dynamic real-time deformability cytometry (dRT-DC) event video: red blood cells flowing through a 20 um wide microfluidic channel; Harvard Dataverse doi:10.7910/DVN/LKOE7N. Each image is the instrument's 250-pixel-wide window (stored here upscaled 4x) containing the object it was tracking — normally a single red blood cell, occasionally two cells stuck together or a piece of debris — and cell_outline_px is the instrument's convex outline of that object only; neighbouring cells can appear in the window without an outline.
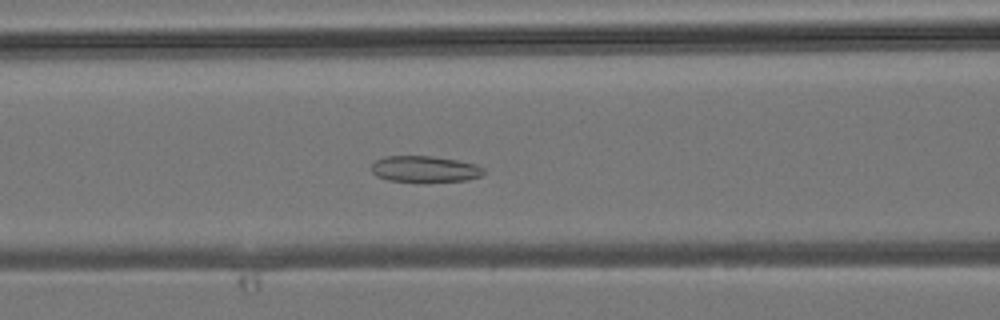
{"species": "common noctule bat (a hibernating species)", "species_latin": "Nyctalus noctula", "temperature_condition": "room temperature", "stored_images_in_passage": 42, "camera_frame_rate_fps": 3000, "um_per_image_px": 0.085, "animal": {"sex": "male", "body_mass_g": 19.2, "forearm_length_mm": 51.8}, "frame": {"image": 1, "passage_image": 17, "time_ms": 5.333, "image_size_px": [1000, 320], "cell_outline_px": [[484, 172], [480, 176], [468, 180], [428, 184], [424, 184], [388, 180], [376, 176], [372, 172], [372, 164], [376, 160], [384, 156], [432, 156], [456, 160], [476, 164], [484, 168]], "centroid_in_image_um": [36.11, 14.41], "position_along_channel_um": 130.5, "area_um2": 17.86}}
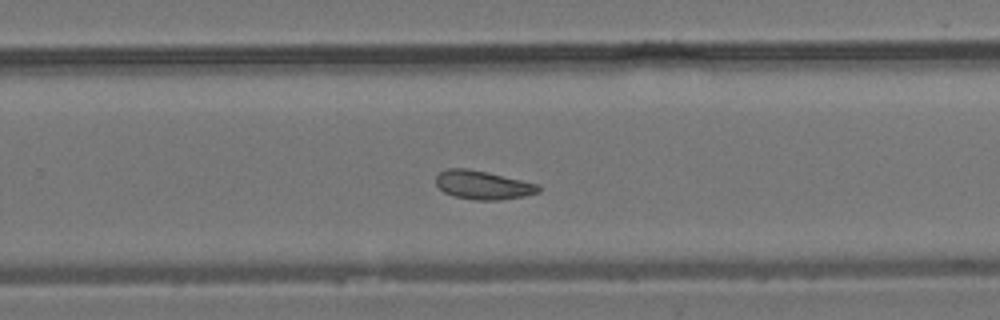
{"frame": {"image": 2, "passage_image": 27, "time_ms": 8.667, "image_size_px": [1000, 320], "cell_outline_px": [[540, 192], [524, 196], [500, 200], [472, 200], [456, 196], [444, 192], [436, 184], [436, 176], [440, 172], [448, 168], [468, 168], [488, 172], [540, 184]], "centroid_in_image_um": [41.07, 15.72], "position_along_channel_um": 288.7, "area_um2": 17.22}}
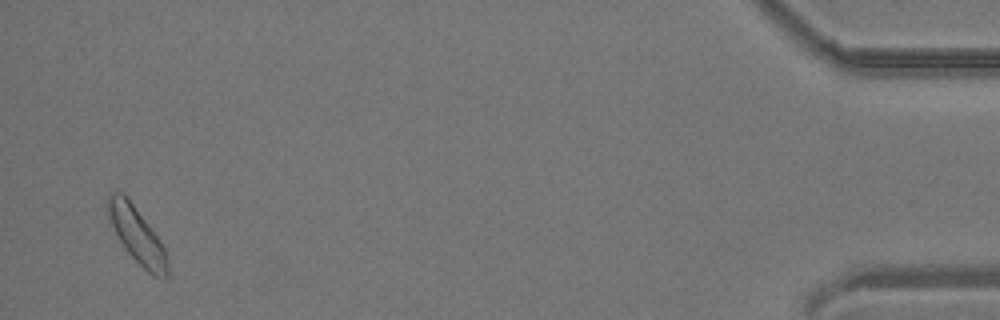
{"frame": {"image": 3, "passage_image": 41, "time_ms": 13.333, "image_size_px": [1000, 320], "cell_outline_px": [[168, 276], [164, 280], [148, 272], [124, 248], [108, 220], [104, 208], [104, 204], [108, 196], [112, 192], [120, 192], [128, 196], [160, 240], [164, 248], [168, 264]], "centroid_in_image_um": [11.59, 19.93], "position_along_channel_um": 423.6, "area_um2": 19.71}}